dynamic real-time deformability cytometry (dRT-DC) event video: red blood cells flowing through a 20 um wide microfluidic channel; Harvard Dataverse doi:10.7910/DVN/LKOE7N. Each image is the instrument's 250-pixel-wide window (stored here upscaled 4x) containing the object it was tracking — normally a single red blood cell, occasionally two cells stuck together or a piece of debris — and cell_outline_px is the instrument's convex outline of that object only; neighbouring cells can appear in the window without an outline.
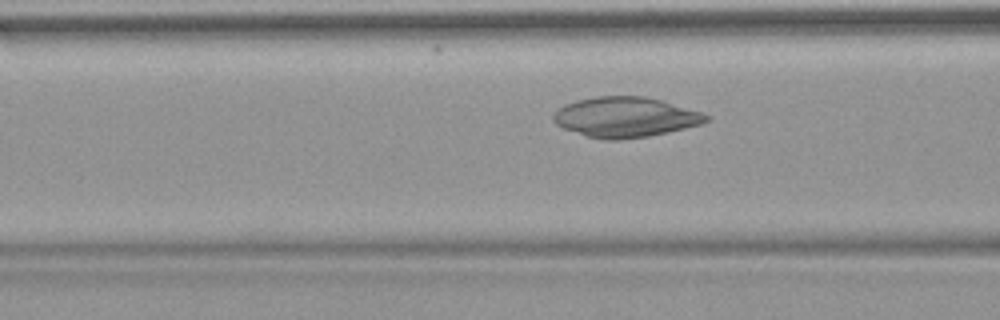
{"species": "common noctule bat (a hibernating species)", "species_latin": "Nyctalus noctula", "temperature_condition": "warm", "stored_images_in_passage": 36, "camera_frame_rate_fps": 3000, "um_per_image_px": 0.085, "animal": {"sex": "female", "body_mass_g": 18.4}, "frame": {"image": 1, "passage_image": 4, "time_ms": 1.0, "image_size_px": [1000, 320], "cell_outline_px": [[712, 120], [700, 124], [668, 132], [648, 136], [616, 140], [604, 140], [584, 136], [564, 128], [556, 124], [552, 120], [552, 116], [564, 104], [576, 100], [596, 96], [644, 96], [660, 100], [700, 112], [708, 116]], "centroid_in_image_um": [53.11, 9.96], "position_along_channel_um": 113.5, "area_um2": 35.6}}
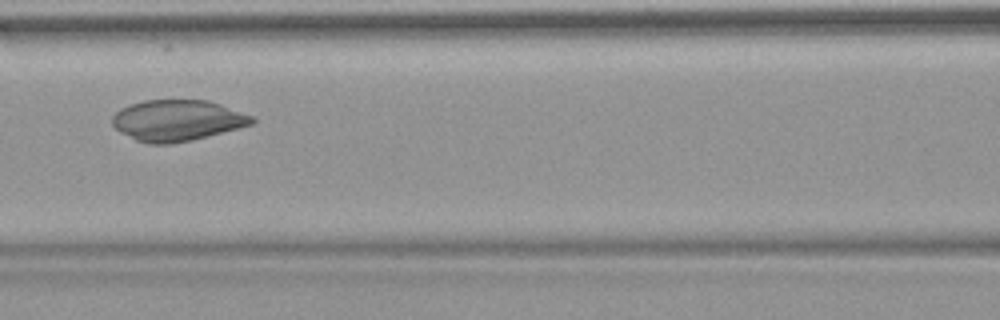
{"frame": {"image": 2, "passage_image": 7, "time_ms": 2.0, "image_size_px": [1000, 320], "cell_outline_px": [[256, 120], [252, 124], [192, 140], [172, 144], [148, 144], [136, 140], [120, 132], [112, 124], [112, 116], [120, 108], [128, 104], [144, 100], [208, 100], [256, 116]], "centroid_in_image_um": [15.06, 10.23], "position_along_channel_um": 151.5, "area_um2": 33.58}}
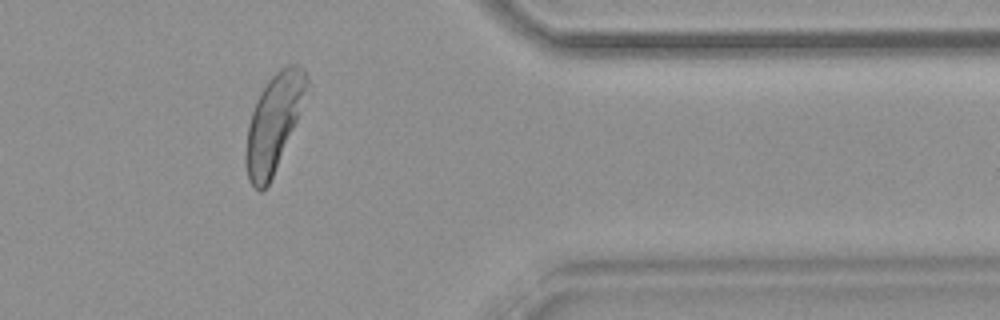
{"frame": {"image": 3, "passage_image": 27, "time_ms": 8.667, "image_size_px": [1000, 320], "cell_outline_px": [[308, 84], [296, 120], [272, 176], [268, 184], [260, 192], [248, 180], [244, 160], [244, 152], [248, 124], [256, 100], [260, 92], [268, 80], [280, 68], [288, 64], [300, 64], [304, 68], [308, 80]], "centroid_in_image_um": [23.22, 10.41], "position_along_channel_um": 388.2, "area_um2": 33.58}}